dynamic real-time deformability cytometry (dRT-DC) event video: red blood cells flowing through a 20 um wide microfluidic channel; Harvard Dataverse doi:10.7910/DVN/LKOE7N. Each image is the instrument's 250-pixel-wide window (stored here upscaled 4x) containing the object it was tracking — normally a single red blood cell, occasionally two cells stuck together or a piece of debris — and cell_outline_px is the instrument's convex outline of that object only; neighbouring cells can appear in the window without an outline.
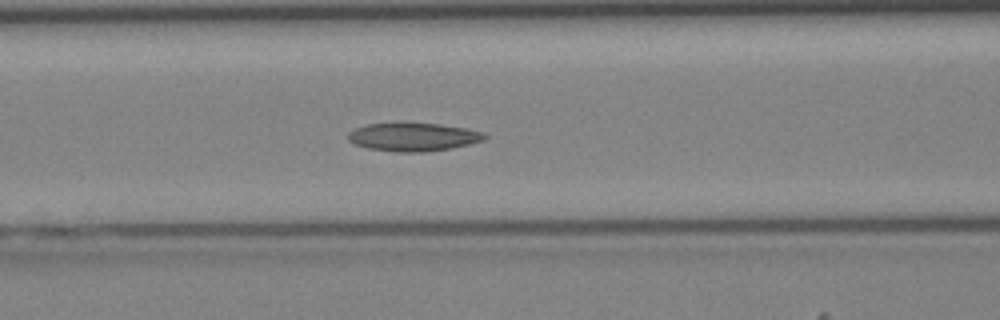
{"species": "Egyptian fruit bat (a non-hibernating species)", "species_latin": "Rousettus aegyptiacus", "temperature_condition": "cold", "stored_images_in_passage": 36, "camera_frame_rate_fps": 3000, "um_per_image_px": 0.085, "animal": {"sex": "female"}, "frame": {"image": 1, "passage_image": 11, "time_ms": 3.333, "image_size_px": [1000, 320], "cell_outline_px": [[488, 136], [484, 140], [452, 148], [424, 152], [396, 152], [368, 148], [356, 144], [348, 140], [348, 132], [356, 128], [368, 124], [440, 124], [464, 128], [484, 132]], "centroid_in_image_um": [35.15, 11.66], "position_along_channel_um": 131.5, "area_um2": 22.14}}
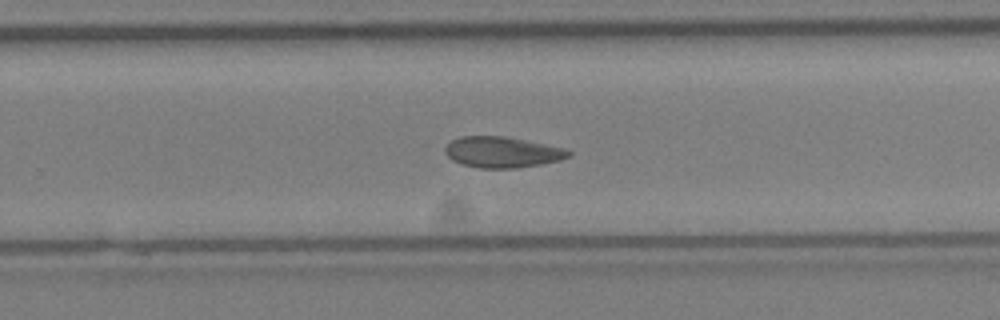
{"frame": {"image": 2, "passage_image": 21, "time_ms": 6.667, "image_size_px": [1000, 320], "cell_outline_px": [[572, 156], [560, 160], [540, 164], [516, 168], [480, 168], [464, 164], [452, 160], [444, 152], [444, 148], [452, 140], [460, 136], [504, 136], [564, 148], [572, 152]], "centroid_in_image_um": [42.69, 12.93], "position_along_channel_um": 287.1, "area_um2": 22.08}}
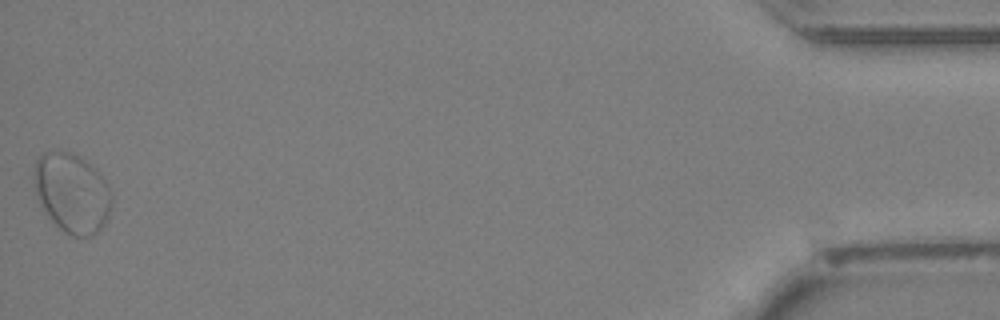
{"frame": {"image": 3, "passage_image": 36, "time_ms": 11.667, "image_size_px": [1000, 320], "cell_outline_px": [[112, 200], [108, 216], [104, 224], [92, 236], [72, 236], [64, 232], [52, 220], [40, 204], [36, 196], [36, 156], [44, 152], [72, 152], [80, 156], [96, 168], [104, 180], [108, 188]], "centroid_in_image_um": [6.13, 16.39], "position_along_channel_um": 429.1, "area_um2": 35.43}}